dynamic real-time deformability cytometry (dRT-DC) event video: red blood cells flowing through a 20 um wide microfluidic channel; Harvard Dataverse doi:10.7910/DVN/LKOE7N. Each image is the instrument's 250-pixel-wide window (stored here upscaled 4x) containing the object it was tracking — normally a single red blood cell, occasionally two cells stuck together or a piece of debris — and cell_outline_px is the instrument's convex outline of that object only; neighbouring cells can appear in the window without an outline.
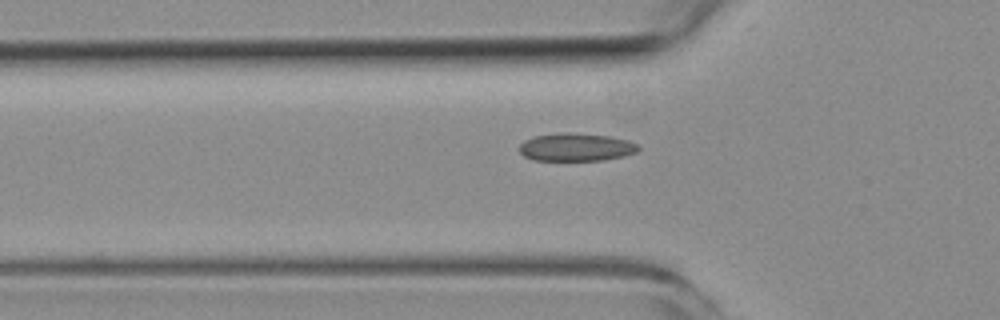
{"species": "common noctule bat (a hibernating species)", "species_latin": "Nyctalus noctula", "temperature_condition": "room temperature", "stored_images_in_passage": 4, "segment_of_instrument_passage": [2, 2], "camera_frame_rate_fps": 3000, "um_per_image_px": 0.085, "animal": {"sex": "female", "body_mass_g": 19.3, "forearm_length_mm": 54.1}, "frame": {"image": 1, "passage_image": 4, "time_ms": 3.667, "image_size_px": [1000, 320], "cell_outline_px": [[640, 148], [636, 152], [624, 156], [604, 160], [532, 160], [524, 156], [520, 152], [520, 144], [524, 140], [536, 136], [564, 132], [568, 132], [608, 136], [628, 140], [640, 144]], "centroid_in_image_um": [48.99, 12.51], "position_along_channel_um": 76.8, "area_um2": 19.36}}